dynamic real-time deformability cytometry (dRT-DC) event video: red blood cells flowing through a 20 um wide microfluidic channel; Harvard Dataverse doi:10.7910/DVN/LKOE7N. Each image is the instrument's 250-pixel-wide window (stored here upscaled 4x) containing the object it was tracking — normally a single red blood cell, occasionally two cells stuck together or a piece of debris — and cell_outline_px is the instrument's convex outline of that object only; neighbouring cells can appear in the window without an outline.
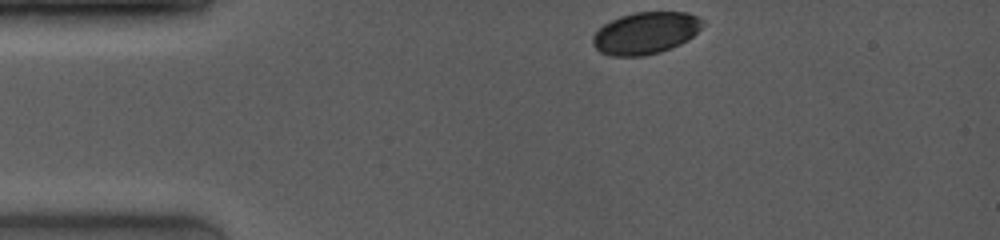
{"species": "common noctule bat (a hibernating species)", "species_latin": "Nyctalus noctula", "temperature_condition": "room temperature", "stored_images_in_passage": 9, "camera_frame_rate_fps": 4000, "um_per_image_px": 0.085, "animal": {"sex": "female", "body_mass_g": 19.0, "forearm_length_mm": 53.3}, "frame": {"image": 1, "passage_image": 1, "time_ms": 0.0, "image_size_px": [1000, 240], "cell_outline_px": [[708, 24], [688, 40], [672, 48], [660, 52], [644, 56], [612, 56], [600, 52], [592, 44], [592, 36], [604, 24], [620, 16], [636, 12], [688, 12], [704, 20]], "centroid_in_image_um": [54.92, 2.81], "position_along_channel_um": 30.1, "area_um2": 27.17}}
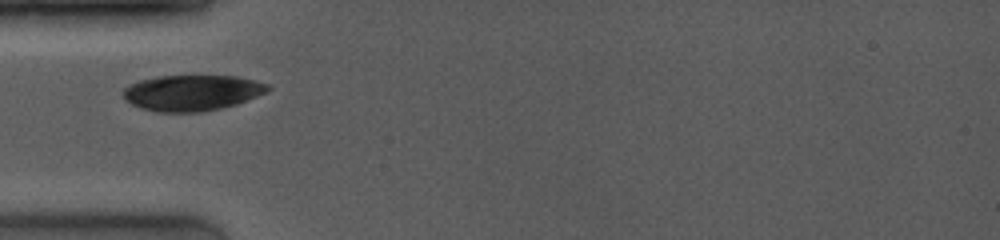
{"frame": {"image": 2, "passage_image": 7, "time_ms": 2.25, "image_size_px": [1000, 240], "cell_outline_px": [[272, 88], [268, 92], [236, 104], [220, 108], [200, 112], [156, 112], [140, 108], [124, 100], [124, 88], [128, 84], [140, 80], [160, 76], [236, 76], [268, 84]], "centroid_in_image_um": [16.31, 7.89], "position_along_channel_um": 68.7, "area_um2": 30.17}}
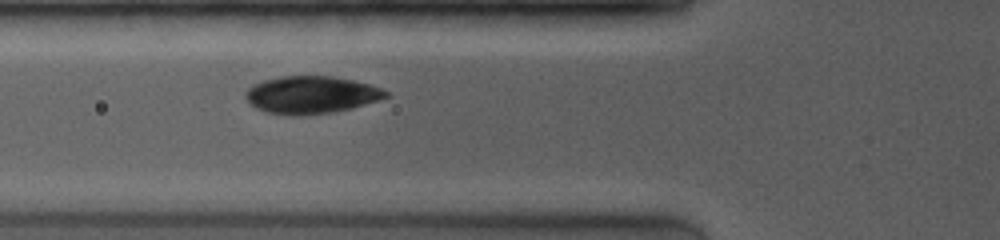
{"frame": {"image": 3, "passage_image": 9, "time_ms": 3.0, "image_size_px": [1000, 240], "cell_outline_px": [[388, 96], [380, 100], [352, 108], [332, 112], [300, 116], [288, 116], [268, 112], [256, 108], [244, 96], [244, 92], [252, 84], [264, 80], [280, 76], [332, 76], [352, 80], [368, 84], [380, 88], [388, 92]], "centroid_in_image_um": [26.42, 8.06], "position_along_channel_um": 99.4, "area_um2": 30.69}}